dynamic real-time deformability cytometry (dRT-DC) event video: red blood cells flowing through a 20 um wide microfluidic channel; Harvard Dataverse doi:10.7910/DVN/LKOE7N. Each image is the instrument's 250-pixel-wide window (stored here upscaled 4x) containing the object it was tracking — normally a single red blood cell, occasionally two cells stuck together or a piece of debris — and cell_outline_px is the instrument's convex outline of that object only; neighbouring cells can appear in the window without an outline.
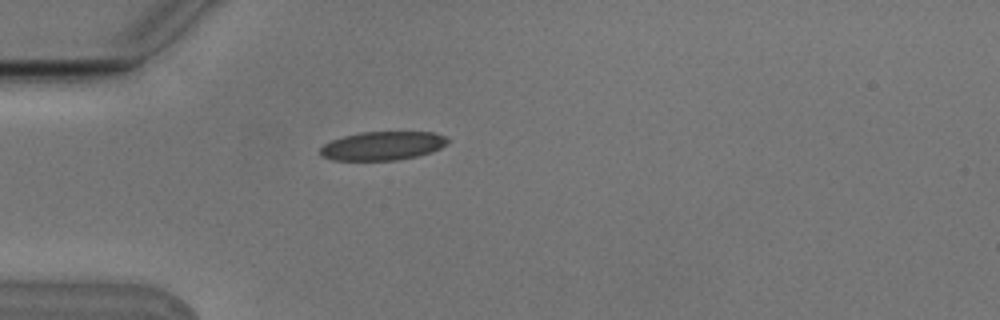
{"species": "Egyptian fruit bat (a non-hibernating species)", "species_latin": "Rousettus aegyptiacus", "temperature_condition": "cold", "stored_images_in_passage": 3, "camera_frame_rate_fps": 3000, "um_per_image_px": 0.085, "animal": {"sex": "male"}, "frame": {"image": 1, "passage_image": 3, "time_ms": 0.667, "image_size_px": [1000, 320], "cell_outline_px": [[448, 140], [440, 148], [432, 152], [416, 156], [396, 160], [332, 160], [320, 156], [320, 148], [324, 144], [332, 140], [344, 136], [360, 132], [432, 132], [448, 136]], "centroid_in_image_um": [32.5, 12.39], "position_along_channel_um": 52.5, "area_um2": 21.27}}